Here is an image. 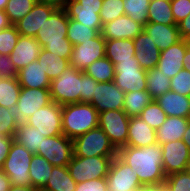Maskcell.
I'll return each instance as SVG.
<instances>
[{
    "instance_id": "obj_1",
    "label": "cell",
    "mask_w": 190,
    "mask_h": 191,
    "mask_svg": "<svg viewBox=\"0 0 190 191\" xmlns=\"http://www.w3.org/2000/svg\"><path fill=\"white\" fill-rule=\"evenodd\" d=\"M117 156L136 173L142 185L163 184L166 175L162 164V148L156 143L145 147L123 146Z\"/></svg>"
},
{
    "instance_id": "obj_2",
    "label": "cell",
    "mask_w": 190,
    "mask_h": 191,
    "mask_svg": "<svg viewBox=\"0 0 190 191\" xmlns=\"http://www.w3.org/2000/svg\"><path fill=\"white\" fill-rule=\"evenodd\" d=\"M99 113L90 103H72L62 106L63 135L74 140L98 127Z\"/></svg>"
},
{
    "instance_id": "obj_3",
    "label": "cell",
    "mask_w": 190,
    "mask_h": 191,
    "mask_svg": "<svg viewBox=\"0 0 190 191\" xmlns=\"http://www.w3.org/2000/svg\"><path fill=\"white\" fill-rule=\"evenodd\" d=\"M52 101L58 105L80 103L82 92V71L67 67L60 76L53 79L49 88Z\"/></svg>"
},
{
    "instance_id": "obj_4",
    "label": "cell",
    "mask_w": 190,
    "mask_h": 191,
    "mask_svg": "<svg viewBox=\"0 0 190 191\" xmlns=\"http://www.w3.org/2000/svg\"><path fill=\"white\" fill-rule=\"evenodd\" d=\"M33 154L15 140L11 144L7 158L1 170L9 177L10 184L16 186H32L29 175Z\"/></svg>"
},
{
    "instance_id": "obj_5",
    "label": "cell",
    "mask_w": 190,
    "mask_h": 191,
    "mask_svg": "<svg viewBox=\"0 0 190 191\" xmlns=\"http://www.w3.org/2000/svg\"><path fill=\"white\" fill-rule=\"evenodd\" d=\"M117 149L100 128H94L73 140V152L77 157H115Z\"/></svg>"
},
{
    "instance_id": "obj_6",
    "label": "cell",
    "mask_w": 190,
    "mask_h": 191,
    "mask_svg": "<svg viewBox=\"0 0 190 191\" xmlns=\"http://www.w3.org/2000/svg\"><path fill=\"white\" fill-rule=\"evenodd\" d=\"M114 157H77L73 154L67 164L70 176L76 183L107 177Z\"/></svg>"
},
{
    "instance_id": "obj_7",
    "label": "cell",
    "mask_w": 190,
    "mask_h": 191,
    "mask_svg": "<svg viewBox=\"0 0 190 191\" xmlns=\"http://www.w3.org/2000/svg\"><path fill=\"white\" fill-rule=\"evenodd\" d=\"M52 102L49 88L21 87L18 102L14 107V119L17 127L28 123V118L41 107Z\"/></svg>"
},
{
    "instance_id": "obj_8",
    "label": "cell",
    "mask_w": 190,
    "mask_h": 191,
    "mask_svg": "<svg viewBox=\"0 0 190 191\" xmlns=\"http://www.w3.org/2000/svg\"><path fill=\"white\" fill-rule=\"evenodd\" d=\"M114 69V83L124 93L146 90V70L140 67L135 57L132 60L118 61Z\"/></svg>"
},
{
    "instance_id": "obj_9",
    "label": "cell",
    "mask_w": 190,
    "mask_h": 191,
    "mask_svg": "<svg viewBox=\"0 0 190 191\" xmlns=\"http://www.w3.org/2000/svg\"><path fill=\"white\" fill-rule=\"evenodd\" d=\"M130 117L123 110H108L99 113L98 127L109 137L118 150L126 146Z\"/></svg>"
},
{
    "instance_id": "obj_10",
    "label": "cell",
    "mask_w": 190,
    "mask_h": 191,
    "mask_svg": "<svg viewBox=\"0 0 190 191\" xmlns=\"http://www.w3.org/2000/svg\"><path fill=\"white\" fill-rule=\"evenodd\" d=\"M46 137L57 136L62 132V105L52 101L41 107L28 118V123Z\"/></svg>"
},
{
    "instance_id": "obj_11",
    "label": "cell",
    "mask_w": 190,
    "mask_h": 191,
    "mask_svg": "<svg viewBox=\"0 0 190 191\" xmlns=\"http://www.w3.org/2000/svg\"><path fill=\"white\" fill-rule=\"evenodd\" d=\"M73 154V140L63 134L45 137L37 151V155L43 156L53 166H67Z\"/></svg>"
},
{
    "instance_id": "obj_12",
    "label": "cell",
    "mask_w": 190,
    "mask_h": 191,
    "mask_svg": "<svg viewBox=\"0 0 190 191\" xmlns=\"http://www.w3.org/2000/svg\"><path fill=\"white\" fill-rule=\"evenodd\" d=\"M106 179L108 191H136L142 185L135 171L118 156L112 159Z\"/></svg>"
},
{
    "instance_id": "obj_13",
    "label": "cell",
    "mask_w": 190,
    "mask_h": 191,
    "mask_svg": "<svg viewBox=\"0 0 190 191\" xmlns=\"http://www.w3.org/2000/svg\"><path fill=\"white\" fill-rule=\"evenodd\" d=\"M69 18L64 8H56L45 20L35 38L44 48L48 43L64 42L67 38Z\"/></svg>"
},
{
    "instance_id": "obj_14",
    "label": "cell",
    "mask_w": 190,
    "mask_h": 191,
    "mask_svg": "<svg viewBox=\"0 0 190 191\" xmlns=\"http://www.w3.org/2000/svg\"><path fill=\"white\" fill-rule=\"evenodd\" d=\"M161 148L166 177L190 169V150L182 140L163 143Z\"/></svg>"
},
{
    "instance_id": "obj_15",
    "label": "cell",
    "mask_w": 190,
    "mask_h": 191,
    "mask_svg": "<svg viewBox=\"0 0 190 191\" xmlns=\"http://www.w3.org/2000/svg\"><path fill=\"white\" fill-rule=\"evenodd\" d=\"M105 57V39L100 33L97 37L73 46L69 60L70 66L84 71L95 60Z\"/></svg>"
},
{
    "instance_id": "obj_16",
    "label": "cell",
    "mask_w": 190,
    "mask_h": 191,
    "mask_svg": "<svg viewBox=\"0 0 190 191\" xmlns=\"http://www.w3.org/2000/svg\"><path fill=\"white\" fill-rule=\"evenodd\" d=\"M125 93L115 85L114 81L99 82L95 86L93 100L91 105L98 113L108 110H123V101Z\"/></svg>"
},
{
    "instance_id": "obj_17",
    "label": "cell",
    "mask_w": 190,
    "mask_h": 191,
    "mask_svg": "<svg viewBox=\"0 0 190 191\" xmlns=\"http://www.w3.org/2000/svg\"><path fill=\"white\" fill-rule=\"evenodd\" d=\"M189 45V40L181 39L161 51L156 68L162 71L164 75H167L168 78L174 77L180 70L184 69L183 58Z\"/></svg>"
},
{
    "instance_id": "obj_18",
    "label": "cell",
    "mask_w": 190,
    "mask_h": 191,
    "mask_svg": "<svg viewBox=\"0 0 190 191\" xmlns=\"http://www.w3.org/2000/svg\"><path fill=\"white\" fill-rule=\"evenodd\" d=\"M144 30L142 24L137 23L126 14L109 21L102 26L101 34L105 40L134 39Z\"/></svg>"
},
{
    "instance_id": "obj_19",
    "label": "cell",
    "mask_w": 190,
    "mask_h": 191,
    "mask_svg": "<svg viewBox=\"0 0 190 191\" xmlns=\"http://www.w3.org/2000/svg\"><path fill=\"white\" fill-rule=\"evenodd\" d=\"M56 8L51 5L36 2L33 9L14 24L20 35L35 37L45 20Z\"/></svg>"
},
{
    "instance_id": "obj_20",
    "label": "cell",
    "mask_w": 190,
    "mask_h": 191,
    "mask_svg": "<svg viewBox=\"0 0 190 191\" xmlns=\"http://www.w3.org/2000/svg\"><path fill=\"white\" fill-rule=\"evenodd\" d=\"M135 58L143 70H150L157 66L161 50L157 48L152 38L143 30L133 39Z\"/></svg>"
},
{
    "instance_id": "obj_21",
    "label": "cell",
    "mask_w": 190,
    "mask_h": 191,
    "mask_svg": "<svg viewBox=\"0 0 190 191\" xmlns=\"http://www.w3.org/2000/svg\"><path fill=\"white\" fill-rule=\"evenodd\" d=\"M41 49L42 47L35 37L20 35L16 46L10 53V59L19 71L37 61Z\"/></svg>"
},
{
    "instance_id": "obj_22",
    "label": "cell",
    "mask_w": 190,
    "mask_h": 191,
    "mask_svg": "<svg viewBox=\"0 0 190 191\" xmlns=\"http://www.w3.org/2000/svg\"><path fill=\"white\" fill-rule=\"evenodd\" d=\"M156 143V131L139 116L130 117L126 146L145 147Z\"/></svg>"
},
{
    "instance_id": "obj_23",
    "label": "cell",
    "mask_w": 190,
    "mask_h": 191,
    "mask_svg": "<svg viewBox=\"0 0 190 191\" xmlns=\"http://www.w3.org/2000/svg\"><path fill=\"white\" fill-rule=\"evenodd\" d=\"M144 31L152 38L157 48L161 51L180 41L178 25H164L161 23L147 22Z\"/></svg>"
},
{
    "instance_id": "obj_24",
    "label": "cell",
    "mask_w": 190,
    "mask_h": 191,
    "mask_svg": "<svg viewBox=\"0 0 190 191\" xmlns=\"http://www.w3.org/2000/svg\"><path fill=\"white\" fill-rule=\"evenodd\" d=\"M167 116L189 118L190 97L169 90L155 99Z\"/></svg>"
},
{
    "instance_id": "obj_25",
    "label": "cell",
    "mask_w": 190,
    "mask_h": 191,
    "mask_svg": "<svg viewBox=\"0 0 190 191\" xmlns=\"http://www.w3.org/2000/svg\"><path fill=\"white\" fill-rule=\"evenodd\" d=\"M45 68L38 61H34L17 73V80L21 87L26 88H50V79L46 74Z\"/></svg>"
},
{
    "instance_id": "obj_26",
    "label": "cell",
    "mask_w": 190,
    "mask_h": 191,
    "mask_svg": "<svg viewBox=\"0 0 190 191\" xmlns=\"http://www.w3.org/2000/svg\"><path fill=\"white\" fill-rule=\"evenodd\" d=\"M189 118L167 116L165 122L156 130L158 144L182 140L189 125Z\"/></svg>"
},
{
    "instance_id": "obj_27",
    "label": "cell",
    "mask_w": 190,
    "mask_h": 191,
    "mask_svg": "<svg viewBox=\"0 0 190 191\" xmlns=\"http://www.w3.org/2000/svg\"><path fill=\"white\" fill-rule=\"evenodd\" d=\"M64 9L68 18L101 33L103 25L99 16L100 10L82 9V4L76 0H68Z\"/></svg>"
},
{
    "instance_id": "obj_28",
    "label": "cell",
    "mask_w": 190,
    "mask_h": 191,
    "mask_svg": "<svg viewBox=\"0 0 190 191\" xmlns=\"http://www.w3.org/2000/svg\"><path fill=\"white\" fill-rule=\"evenodd\" d=\"M133 39L105 40V56L115 65L135 57Z\"/></svg>"
},
{
    "instance_id": "obj_29",
    "label": "cell",
    "mask_w": 190,
    "mask_h": 191,
    "mask_svg": "<svg viewBox=\"0 0 190 191\" xmlns=\"http://www.w3.org/2000/svg\"><path fill=\"white\" fill-rule=\"evenodd\" d=\"M76 186L67 166H53L51 176L40 191H75Z\"/></svg>"
},
{
    "instance_id": "obj_30",
    "label": "cell",
    "mask_w": 190,
    "mask_h": 191,
    "mask_svg": "<svg viewBox=\"0 0 190 191\" xmlns=\"http://www.w3.org/2000/svg\"><path fill=\"white\" fill-rule=\"evenodd\" d=\"M52 169L53 165L43 156L33 155L29 169L32 187L40 191L51 176Z\"/></svg>"
},
{
    "instance_id": "obj_31",
    "label": "cell",
    "mask_w": 190,
    "mask_h": 191,
    "mask_svg": "<svg viewBox=\"0 0 190 191\" xmlns=\"http://www.w3.org/2000/svg\"><path fill=\"white\" fill-rule=\"evenodd\" d=\"M45 137V135L37 131V128L25 124L16 129L14 140L35 155L42 146Z\"/></svg>"
},
{
    "instance_id": "obj_32",
    "label": "cell",
    "mask_w": 190,
    "mask_h": 191,
    "mask_svg": "<svg viewBox=\"0 0 190 191\" xmlns=\"http://www.w3.org/2000/svg\"><path fill=\"white\" fill-rule=\"evenodd\" d=\"M153 100L147 90L127 92L123 101V111L128 117H137Z\"/></svg>"
},
{
    "instance_id": "obj_33",
    "label": "cell",
    "mask_w": 190,
    "mask_h": 191,
    "mask_svg": "<svg viewBox=\"0 0 190 191\" xmlns=\"http://www.w3.org/2000/svg\"><path fill=\"white\" fill-rule=\"evenodd\" d=\"M37 61L45 68L50 81L56 79L61 73L70 66L69 60L51 53L44 48L41 49Z\"/></svg>"
},
{
    "instance_id": "obj_34",
    "label": "cell",
    "mask_w": 190,
    "mask_h": 191,
    "mask_svg": "<svg viewBox=\"0 0 190 191\" xmlns=\"http://www.w3.org/2000/svg\"><path fill=\"white\" fill-rule=\"evenodd\" d=\"M148 22L177 25L171 8V0H150Z\"/></svg>"
},
{
    "instance_id": "obj_35",
    "label": "cell",
    "mask_w": 190,
    "mask_h": 191,
    "mask_svg": "<svg viewBox=\"0 0 190 191\" xmlns=\"http://www.w3.org/2000/svg\"><path fill=\"white\" fill-rule=\"evenodd\" d=\"M21 86L16 77H0V105L14 109L18 102Z\"/></svg>"
},
{
    "instance_id": "obj_36",
    "label": "cell",
    "mask_w": 190,
    "mask_h": 191,
    "mask_svg": "<svg viewBox=\"0 0 190 191\" xmlns=\"http://www.w3.org/2000/svg\"><path fill=\"white\" fill-rule=\"evenodd\" d=\"M146 90L155 100L170 90V78L156 67L146 70Z\"/></svg>"
},
{
    "instance_id": "obj_37",
    "label": "cell",
    "mask_w": 190,
    "mask_h": 191,
    "mask_svg": "<svg viewBox=\"0 0 190 191\" xmlns=\"http://www.w3.org/2000/svg\"><path fill=\"white\" fill-rule=\"evenodd\" d=\"M84 73L97 82H111L114 81V64L105 56L95 60L84 70Z\"/></svg>"
},
{
    "instance_id": "obj_38",
    "label": "cell",
    "mask_w": 190,
    "mask_h": 191,
    "mask_svg": "<svg viewBox=\"0 0 190 191\" xmlns=\"http://www.w3.org/2000/svg\"><path fill=\"white\" fill-rule=\"evenodd\" d=\"M99 34L100 33L97 30L88 28L82 23L69 18L67 39L73 44V46L95 38Z\"/></svg>"
},
{
    "instance_id": "obj_39",
    "label": "cell",
    "mask_w": 190,
    "mask_h": 191,
    "mask_svg": "<svg viewBox=\"0 0 190 191\" xmlns=\"http://www.w3.org/2000/svg\"><path fill=\"white\" fill-rule=\"evenodd\" d=\"M149 4L150 0H123L125 14L143 26L148 22Z\"/></svg>"
},
{
    "instance_id": "obj_40",
    "label": "cell",
    "mask_w": 190,
    "mask_h": 191,
    "mask_svg": "<svg viewBox=\"0 0 190 191\" xmlns=\"http://www.w3.org/2000/svg\"><path fill=\"white\" fill-rule=\"evenodd\" d=\"M37 0H8L5 14L12 25L21 20L28 12H30Z\"/></svg>"
},
{
    "instance_id": "obj_41",
    "label": "cell",
    "mask_w": 190,
    "mask_h": 191,
    "mask_svg": "<svg viewBox=\"0 0 190 191\" xmlns=\"http://www.w3.org/2000/svg\"><path fill=\"white\" fill-rule=\"evenodd\" d=\"M139 117L156 131L165 122L167 115L157 102L153 100L142 110Z\"/></svg>"
},
{
    "instance_id": "obj_42",
    "label": "cell",
    "mask_w": 190,
    "mask_h": 191,
    "mask_svg": "<svg viewBox=\"0 0 190 191\" xmlns=\"http://www.w3.org/2000/svg\"><path fill=\"white\" fill-rule=\"evenodd\" d=\"M124 14L123 0H103L99 13L102 25Z\"/></svg>"
},
{
    "instance_id": "obj_43",
    "label": "cell",
    "mask_w": 190,
    "mask_h": 191,
    "mask_svg": "<svg viewBox=\"0 0 190 191\" xmlns=\"http://www.w3.org/2000/svg\"><path fill=\"white\" fill-rule=\"evenodd\" d=\"M19 32L14 25L0 30V54L10 55L19 39Z\"/></svg>"
},
{
    "instance_id": "obj_44",
    "label": "cell",
    "mask_w": 190,
    "mask_h": 191,
    "mask_svg": "<svg viewBox=\"0 0 190 191\" xmlns=\"http://www.w3.org/2000/svg\"><path fill=\"white\" fill-rule=\"evenodd\" d=\"M164 183L171 191H190V169L168 175Z\"/></svg>"
},
{
    "instance_id": "obj_45",
    "label": "cell",
    "mask_w": 190,
    "mask_h": 191,
    "mask_svg": "<svg viewBox=\"0 0 190 191\" xmlns=\"http://www.w3.org/2000/svg\"><path fill=\"white\" fill-rule=\"evenodd\" d=\"M170 90L190 97V72L187 69L180 70L170 79Z\"/></svg>"
},
{
    "instance_id": "obj_46",
    "label": "cell",
    "mask_w": 190,
    "mask_h": 191,
    "mask_svg": "<svg viewBox=\"0 0 190 191\" xmlns=\"http://www.w3.org/2000/svg\"><path fill=\"white\" fill-rule=\"evenodd\" d=\"M13 115V109H7L0 105V133L7 137H14L18 128Z\"/></svg>"
},
{
    "instance_id": "obj_47",
    "label": "cell",
    "mask_w": 190,
    "mask_h": 191,
    "mask_svg": "<svg viewBox=\"0 0 190 191\" xmlns=\"http://www.w3.org/2000/svg\"><path fill=\"white\" fill-rule=\"evenodd\" d=\"M44 49L64 59L70 60L73 44L67 38H64V42L48 43Z\"/></svg>"
},
{
    "instance_id": "obj_48",
    "label": "cell",
    "mask_w": 190,
    "mask_h": 191,
    "mask_svg": "<svg viewBox=\"0 0 190 191\" xmlns=\"http://www.w3.org/2000/svg\"><path fill=\"white\" fill-rule=\"evenodd\" d=\"M99 82L89 77L82 71V92H80V103H90L93 100L95 86Z\"/></svg>"
},
{
    "instance_id": "obj_49",
    "label": "cell",
    "mask_w": 190,
    "mask_h": 191,
    "mask_svg": "<svg viewBox=\"0 0 190 191\" xmlns=\"http://www.w3.org/2000/svg\"><path fill=\"white\" fill-rule=\"evenodd\" d=\"M171 8L176 24L190 14V0H171Z\"/></svg>"
},
{
    "instance_id": "obj_50",
    "label": "cell",
    "mask_w": 190,
    "mask_h": 191,
    "mask_svg": "<svg viewBox=\"0 0 190 191\" xmlns=\"http://www.w3.org/2000/svg\"><path fill=\"white\" fill-rule=\"evenodd\" d=\"M75 191H108L107 179H92L77 183Z\"/></svg>"
},
{
    "instance_id": "obj_51",
    "label": "cell",
    "mask_w": 190,
    "mask_h": 191,
    "mask_svg": "<svg viewBox=\"0 0 190 191\" xmlns=\"http://www.w3.org/2000/svg\"><path fill=\"white\" fill-rule=\"evenodd\" d=\"M18 70L10 59V55H0V77H16Z\"/></svg>"
},
{
    "instance_id": "obj_52",
    "label": "cell",
    "mask_w": 190,
    "mask_h": 191,
    "mask_svg": "<svg viewBox=\"0 0 190 191\" xmlns=\"http://www.w3.org/2000/svg\"><path fill=\"white\" fill-rule=\"evenodd\" d=\"M13 141L14 137H7L0 133V169L2 168L4 161L8 156Z\"/></svg>"
},
{
    "instance_id": "obj_53",
    "label": "cell",
    "mask_w": 190,
    "mask_h": 191,
    "mask_svg": "<svg viewBox=\"0 0 190 191\" xmlns=\"http://www.w3.org/2000/svg\"><path fill=\"white\" fill-rule=\"evenodd\" d=\"M177 25L181 38L190 41V14Z\"/></svg>"
},
{
    "instance_id": "obj_54",
    "label": "cell",
    "mask_w": 190,
    "mask_h": 191,
    "mask_svg": "<svg viewBox=\"0 0 190 191\" xmlns=\"http://www.w3.org/2000/svg\"><path fill=\"white\" fill-rule=\"evenodd\" d=\"M82 4V9L101 10L103 0H76Z\"/></svg>"
},
{
    "instance_id": "obj_55",
    "label": "cell",
    "mask_w": 190,
    "mask_h": 191,
    "mask_svg": "<svg viewBox=\"0 0 190 191\" xmlns=\"http://www.w3.org/2000/svg\"><path fill=\"white\" fill-rule=\"evenodd\" d=\"M10 187L9 177L0 169V191H9Z\"/></svg>"
},
{
    "instance_id": "obj_56",
    "label": "cell",
    "mask_w": 190,
    "mask_h": 191,
    "mask_svg": "<svg viewBox=\"0 0 190 191\" xmlns=\"http://www.w3.org/2000/svg\"><path fill=\"white\" fill-rule=\"evenodd\" d=\"M68 0H37V2L54 6L55 8H65Z\"/></svg>"
},
{
    "instance_id": "obj_57",
    "label": "cell",
    "mask_w": 190,
    "mask_h": 191,
    "mask_svg": "<svg viewBox=\"0 0 190 191\" xmlns=\"http://www.w3.org/2000/svg\"><path fill=\"white\" fill-rule=\"evenodd\" d=\"M11 25L12 24L10 23L8 16L5 14V11L0 10V30L6 29Z\"/></svg>"
},
{
    "instance_id": "obj_58",
    "label": "cell",
    "mask_w": 190,
    "mask_h": 191,
    "mask_svg": "<svg viewBox=\"0 0 190 191\" xmlns=\"http://www.w3.org/2000/svg\"><path fill=\"white\" fill-rule=\"evenodd\" d=\"M9 191H39L32 186H16L11 185Z\"/></svg>"
},
{
    "instance_id": "obj_59",
    "label": "cell",
    "mask_w": 190,
    "mask_h": 191,
    "mask_svg": "<svg viewBox=\"0 0 190 191\" xmlns=\"http://www.w3.org/2000/svg\"><path fill=\"white\" fill-rule=\"evenodd\" d=\"M184 68L190 72V45L186 49L185 56L183 58Z\"/></svg>"
},
{
    "instance_id": "obj_60",
    "label": "cell",
    "mask_w": 190,
    "mask_h": 191,
    "mask_svg": "<svg viewBox=\"0 0 190 191\" xmlns=\"http://www.w3.org/2000/svg\"><path fill=\"white\" fill-rule=\"evenodd\" d=\"M136 191H159V185H141Z\"/></svg>"
},
{
    "instance_id": "obj_61",
    "label": "cell",
    "mask_w": 190,
    "mask_h": 191,
    "mask_svg": "<svg viewBox=\"0 0 190 191\" xmlns=\"http://www.w3.org/2000/svg\"><path fill=\"white\" fill-rule=\"evenodd\" d=\"M182 141L187 145L190 150V124L187 126Z\"/></svg>"
},
{
    "instance_id": "obj_62",
    "label": "cell",
    "mask_w": 190,
    "mask_h": 191,
    "mask_svg": "<svg viewBox=\"0 0 190 191\" xmlns=\"http://www.w3.org/2000/svg\"><path fill=\"white\" fill-rule=\"evenodd\" d=\"M159 191H171V190L165 183H163L159 185Z\"/></svg>"
},
{
    "instance_id": "obj_63",
    "label": "cell",
    "mask_w": 190,
    "mask_h": 191,
    "mask_svg": "<svg viewBox=\"0 0 190 191\" xmlns=\"http://www.w3.org/2000/svg\"><path fill=\"white\" fill-rule=\"evenodd\" d=\"M8 0H0V10H5Z\"/></svg>"
}]
</instances>
